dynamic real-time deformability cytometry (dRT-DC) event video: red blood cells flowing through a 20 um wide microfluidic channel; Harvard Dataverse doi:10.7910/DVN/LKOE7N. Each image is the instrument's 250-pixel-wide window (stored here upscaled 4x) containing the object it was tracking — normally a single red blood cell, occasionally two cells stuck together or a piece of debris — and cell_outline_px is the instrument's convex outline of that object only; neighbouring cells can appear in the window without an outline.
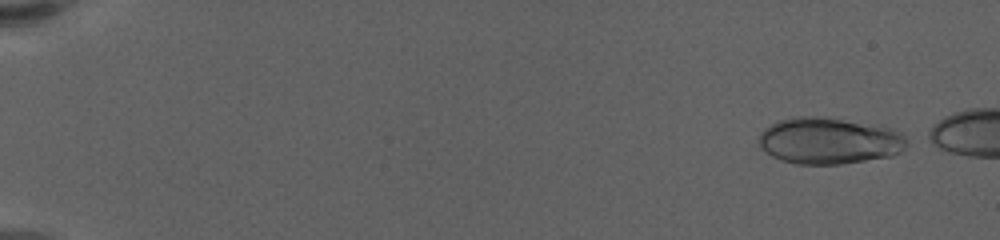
{"species": "human", "species_latin": "Homo sapiens", "temperature_condition": "warm", "stored_images_in_passage": 15, "camera_frame_rate_fps": 3000, "um_per_image_px": 0.085, "donor": {"sex": "female"}, "frame": {"image": 1, "passage_image": 1, "time_ms": 0.0, "image_size_px": [1000, 240], "cell_outline_px": [[908, 144], [900, 152], [892, 156], [840, 164], [796, 164], [780, 160], [772, 156], [760, 148], [760, 132], [764, 128], [780, 120], [792, 116], [816, 116], [892, 128], [900, 132], [904, 136]], "centroid_in_image_um": [70.45, 11.98], "position_along_channel_um": 14.5, "area_um2": 39.88}}